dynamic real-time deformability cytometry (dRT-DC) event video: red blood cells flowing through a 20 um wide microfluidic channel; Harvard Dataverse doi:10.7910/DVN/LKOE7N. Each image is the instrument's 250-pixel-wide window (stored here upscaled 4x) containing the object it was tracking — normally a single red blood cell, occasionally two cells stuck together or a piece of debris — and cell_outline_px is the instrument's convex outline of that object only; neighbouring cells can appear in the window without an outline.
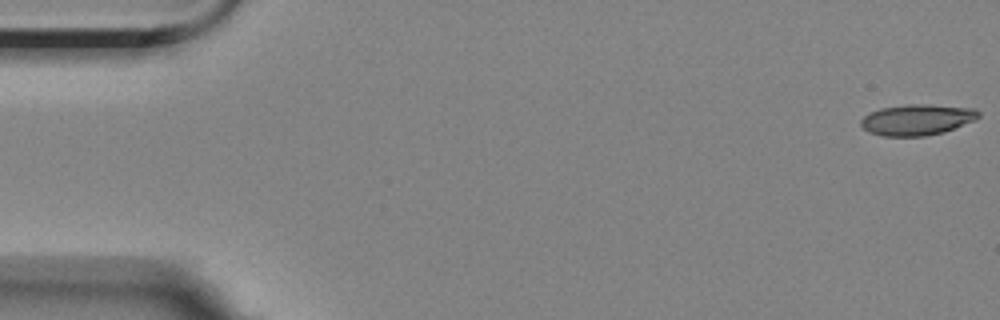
{"species": "Egyptian fruit bat (a non-hibernating species)", "species_latin": "Rousettus aegyptiacus", "temperature_condition": "room temperature", "stored_images_in_passage": 7, "camera_frame_rate_fps": 3000, "um_per_image_px": 0.085, "animal": {"sex": "female"}, "frame": {"image": 1, "passage_image": 1, "time_ms": 0.0, "image_size_px": [1000, 320], "cell_outline_px": [[980, 116], [976, 120], [944, 132], [924, 136], [884, 136], [868, 132], [860, 124], [860, 120], [868, 112], [880, 108], [908, 104], [928, 104], [976, 108], [980, 112]], "centroid_in_image_um": [77.96, 10.16], "position_along_channel_um": 7.0, "area_um2": 21.44}}
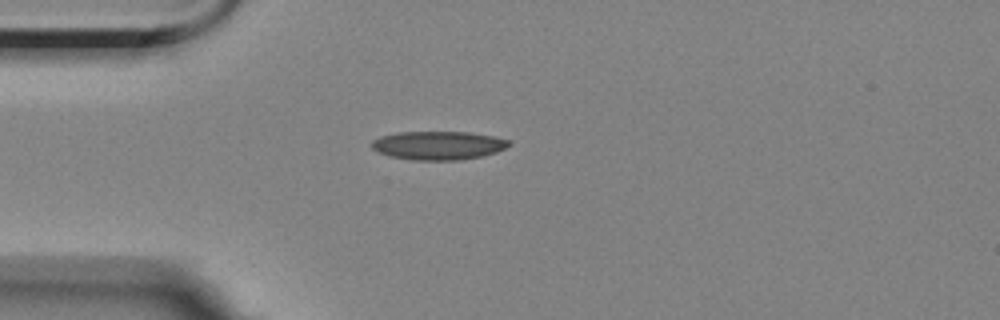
{"frame": {"image": 2, "passage_image": 5, "time_ms": 4.667, "image_size_px": [1000, 320], "cell_outline_px": [[512, 144], [496, 152], [480, 156], [460, 160], [412, 160], [388, 156], [376, 152], [368, 144], [372, 140], [380, 136], [396, 132], [468, 132], [492, 136], [512, 140]], "centroid_in_image_um": [37.2, 12.36], "position_along_channel_um": 47.8, "area_um2": 23.12}}
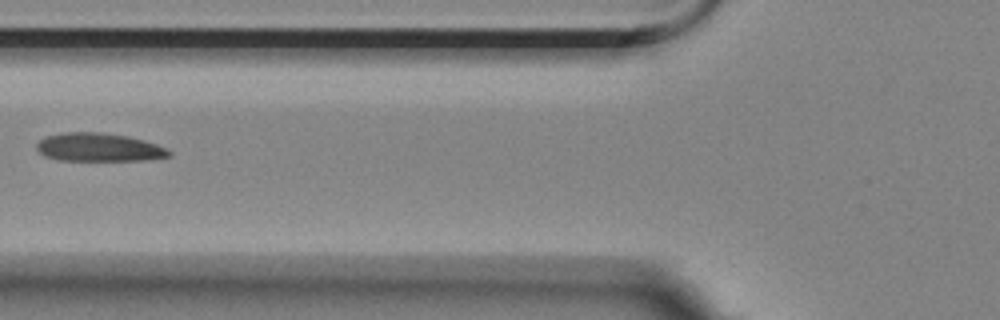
{"frame": {"image": 3, "passage_image": 7, "time_ms": 7.0, "image_size_px": [1000, 320], "cell_outline_px": [[172, 156], [148, 160], [60, 160], [44, 156], [36, 148], [36, 144], [44, 136], [64, 132], [100, 132], [128, 136], [144, 140], [156, 144], [172, 152]], "centroid_in_image_um": [8.4, 12.52], "position_along_channel_um": 117.4, "area_um2": 21.91}}